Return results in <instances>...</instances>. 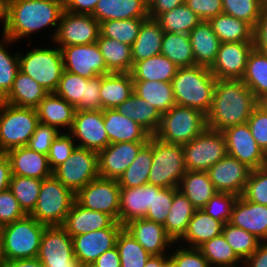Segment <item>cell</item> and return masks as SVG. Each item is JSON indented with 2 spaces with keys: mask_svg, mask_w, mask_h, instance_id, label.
I'll return each instance as SVG.
<instances>
[{
  "mask_svg": "<svg viewBox=\"0 0 267 267\" xmlns=\"http://www.w3.org/2000/svg\"><path fill=\"white\" fill-rule=\"evenodd\" d=\"M191 201L178 189L174 193L169 214L163 225L166 234L177 243L186 233L190 219L195 212Z\"/></svg>",
  "mask_w": 267,
  "mask_h": 267,
  "instance_id": "obj_39",
  "label": "cell"
},
{
  "mask_svg": "<svg viewBox=\"0 0 267 267\" xmlns=\"http://www.w3.org/2000/svg\"><path fill=\"white\" fill-rule=\"evenodd\" d=\"M12 172L9 158L6 152L0 151V191L9 188Z\"/></svg>",
  "mask_w": 267,
  "mask_h": 267,
  "instance_id": "obj_68",
  "label": "cell"
},
{
  "mask_svg": "<svg viewBox=\"0 0 267 267\" xmlns=\"http://www.w3.org/2000/svg\"><path fill=\"white\" fill-rule=\"evenodd\" d=\"M47 94L40 84L19 70L11 90L1 101L19 107L36 108Z\"/></svg>",
  "mask_w": 267,
  "mask_h": 267,
  "instance_id": "obj_35",
  "label": "cell"
},
{
  "mask_svg": "<svg viewBox=\"0 0 267 267\" xmlns=\"http://www.w3.org/2000/svg\"><path fill=\"white\" fill-rule=\"evenodd\" d=\"M222 234L225 237L226 242L241 260H246L250 257L262 242L255 235L248 233L244 229L234 226L229 222L224 224Z\"/></svg>",
  "mask_w": 267,
  "mask_h": 267,
  "instance_id": "obj_51",
  "label": "cell"
},
{
  "mask_svg": "<svg viewBox=\"0 0 267 267\" xmlns=\"http://www.w3.org/2000/svg\"><path fill=\"white\" fill-rule=\"evenodd\" d=\"M198 249L202 252L211 267L231 265L242 261L226 242L223 234L213 237Z\"/></svg>",
  "mask_w": 267,
  "mask_h": 267,
  "instance_id": "obj_52",
  "label": "cell"
},
{
  "mask_svg": "<svg viewBox=\"0 0 267 267\" xmlns=\"http://www.w3.org/2000/svg\"><path fill=\"white\" fill-rule=\"evenodd\" d=\"M185 4L197 14L202 21L223 13L222 0H186Z\"/></svg>",
  "mask_w": 267,
  "mask_h": 267,
  "instance_id": "obj_62",
  "label": "cell"
},
{
  "mask_svg": "<svg viewBox=\"0 0 267 267\" xmlns=\"http://www.w3.org/2000/svg\"><path fill=\"white\" fill-rule=\"evenodd\" d=\"M189 39L193 49L195 65L210 68L220 47V40L208 21H201L190 31Z\"/></svg>",
  "mask_w": 267,
  "mask_h": 267,
  "instance_id": "obj_31",
  "label": "cell"
},
{
  "mask_svg": "<svg viewBox=\"0 0 267 267\" xmlns=\"http://www.w3.org/2000/svg\"><path fill=\"white\" fill-rule=\"evenodd\" d=\"M114 222L115 220L110 215L96 210H88L74 201L62 227L71 237H74L109 228Z\"/></svg>",
  "mask_w": 267,
  "mask_h": 267,
  "instance_id": "obj_27",
  "label": "cell"
},
{
  "mask_svg": "<svg viewBox=\"0 0 267 267\" xmlns=\"http://www.w3.org/2000/svg\"><path fill=\"white\" fill-rule=\"evenodd\" d=\"M2 39V40H1ZM0 39V100L11 90L14 79L19 71V50L16 53H9L7 50L14 44L12 39L2 36ZM5 45V46H4Z\"/></svg>",
  "mask_w": 267,
  "mask_h": 267,
  "instance_id": "obj_48",
  "label": "cell"
},
{
  "mask_svg": "<svg viewBox=\"0 0 267 267\" xmlns=\"http://www.w3.org/2000/svg\"><path fill=\"white\" fill-rule=\"evenodd\" d=\"M99 0H64V10L75 14H92Z\"/></svg>",
  "mask_w": 267,
  "mask_h": 267,
  "instance_id": "obj_65",
  "label": "cell"
},
{
  "mask_svg": "<svg viewBox=\"0 0 267 267\" xmlns=\"http://www.w3.org/2000/svg\"><path fill=\"white\" fill-rule=\"evenodd\" d=\"M123 228L122 224L115 221L109 228L72 237L74 255L80 263H93L102 253L116 246Z\"/></svg>",
  "mask_w": 267,
  "mask_h": 267,
  "instance_id": "obj_21",
  "label": "cell"
},
{
  "mask_svg": "<svg viewBox=\"0 0 267 267\" xmlns=\"http://www.w3.org/2000/svg\"><path fill=\"white\" fill-rule=\"evenodd\" d=\"M60 133L55 127L39 122L27 146L38 153L48 155L51 144Z\"/></svg>",
  "mask_w": 267,
  "mask_h": 267,
  "instance_id": "obj_58",
  "label": "cell"
},
{
  "mask_svg": "<svg viewBox=\"0 0 267 267\" xmlns=\"http://www.w3.org/2000/svg\"><path fill=\"white\" fill-rule=\"evenodd\" d=\"M64 1L55 0H9L8 20L2 35L17 42L47 27H55L51 34L53 41L61 15ZM29 36V37H28Z\"/></svg>",
  "mask_w": 267,
  "mask_h": 267,
  "instance_id": "obj_2",
  "label": "cell"
},
{
  "mask_svg": "<svg viewBox=\"0 0 267 267\" xmlns=\"http://www.w3.org/2000/svg\"><path fill=\"white\" fill-rule=\"evenodd\" d=\"M253 48V42L221 43L211 73L216 79H242Z\"/></svg>",
  "mask_w": 267,
  "mask_h": 267,
  "instance_id": "obj_20",
  "label": "cell"
},
{
  "mask_svg": "<svg viewBox=\"0 0 267 267\" xmlns=\"http://www.w3.org/2000/svg\"><path fill=\"white\" fill-rule=\"evenodd\" d=\"M100 23L91 14H75L64 10L52 41L60 49L69 45L97 42Z\"/></svg>",
  "mask_w": 267,
  "mask_h": 267,
  "instance_id": "obj_15",
  "label": "cell"
},
{
  "mask_svg": "<svg viewBox=\"0 0 267 267\" xmlns=\"http://www.w3.org/2000/svg\"><path fill=\"white\" fill-rule=\"evenodd\" d=\"M228 155L238 159L249 168L258 169L266 165V154L256 143L247 122L225 129Z\"/></svg>",
  "mask_w": 267,
  "mask_h": 267,
  "instance_id": "obj_18",
  "label": "cell"
},
{
  "mask_svg": "<svg viewBox=\"0 0 267 267\" xmlns=\"http://www.w3.org/2000/svg\"><path fill=\"white\" fill-rule=\"evenodd\" d=\"M177 190L178 188H161L153 185L152 206H149L145 218L164 225Z\"/></svg>",
  "mask_w": 267,
  "mask_h": 267,
  "instance_id": "obj_54",
  "label": "cell"
},
{
  "mask_svg": "<svg viewBox=\"0 0 267 267\" xmlns=\"http://www.w3.org/2000/svg\"><path fill=\"white\" fill-rule=\"evenodd\" d=\"M75 201V194L54 175L43 179L38 199L29 214L46 226H62Z\"/></svg>",
  "mask_w": 267,
  "mask_h": 267,
  "instance_id": "obj_6",
  "label": "cell"
},
{
  "mask_svg": "<svg viewBox=\"0 0 267 267\" xmlns=\"http://www.w3.org/2000/svg\"><path fill=\"white\" fill-rule=\"evenodd\" d=\"M164 267H179V266L170 256H168L165 260Z\"/></svg>",
  "mask_w": 267,
  "mask_h": 267,
  "instance_id": "obj_74",
  "label": "cell"
},
{
  "mask_svg": "<svg viewBox=\"0 0 267 267\" xmlns=\"http://www.w3.org/2000/svg\"><path fill=\"white\" fill-rule=\"evenodd\" d=\"M253 45L258 51L267 54V9H261L260 17L254 27Z\"/></svg>",
  "mask_w": 267,
  "mask_h": 267,
  "instance_id": "obj_63",
  "label": "cell"
},
{
  "mask_svg": "<svg viewBox=\"0 0 267 267\" xmlns=\"http://www.w3.org/2000/svg\"><path fill=\"white\" fill-rule=\"evenodd\" d=\"M120 186L115 179L98 177L75 194V201L88 210L110 215L118 222Z\"/></svg>",
  "mask_w": 267,
  "mask_h": 267,
  "instance_id": "obj_14",
  "label": "cell"
},
{
  "mask_svg": "<svg viewBox=\"0 0 267 267\" xmlns=\"http://www.w3.org/2000/svg\"><path fill=\"white\" fill-rule=\"evenodd\" d=\"M97 45L110 73L131 72L133 67L131 46L101 35L98 37Z\"/></svg>",
  "mask_w": 267,
  "mask_h": 267,
  "instance_id": "obj_40",
  "label": "cell"
},
{
  "mask_svg": "<svg viewBox=\"0 0 267 267\" xmlns=\"http://www.w3.org/2000/svg\"><path fill=\"white\" fill-rule=\"evenodd\" d=\"M224 224L206 214L202 209L195 210L184 236L177 243L188 248H199L205 242L222 234ZM188 244V245H187Z\"/></svg>",
  "mask_w": 267,
  "mask_h": 267,
  "instance_id": "obj_32",
  "label": "cell"
},
{
  "mask_svg": "<svg viewBox=\"0 0 267 267\" xmlns=\"http://www.w3.org/2000/svg\"><path fill=\"white\" fill-rule=\"evenodd\" d=\"M160 54L167 57L178 68L195 65L188 34L164 32Z\"/></svg>",
  "mask_w": 267,
  "mask_h": 267,
  "instance_id": "obj_44",
  "label": "cell"
},
{
  "mask_svg": "<svg viewBox=\"0 0 267 267\" xmlns=\"http://www.w3.org/2000/svg\"><path fill=\"white\" fill-rule=\"evenodd\" d=\"M145 19L108 20L100 23V35L115 39L129 46L136 41L140 27Z\"/></svg>",
  "mask_w": 267,
  "mask_h": 267,
  "instance_id": "obj_49",
  "label": "cell"
},
{
  "mask_svg": "<svg viewBox=\"0 0 267 267\" xmlns=\"http://www.w3.org/2000/svg\"><path fill=\"white\" fill-rule=\"evenodd\" d=\"M171 83L176 105L208 114L216 84V78L208 67H180Z\"/></svg>",
  "mask_w": 267,
  "mask_h": 267,
  "instance_id": "obj_3",
  "label": "cell"
},
{
  "mask_svg": "<svg viewBox=\"0 0 267 267\" xmlns=\"http://www.w3.org/2000/svg\"><path fill=\"white\" fill-rule=\"evenodd\" d=\"M64 70L85 78L110 74L97 42L61 48Z\"/></svg>",
  "mask_w": 267,
  "mask_h": 267,
  "instance_id": "obj_16",
  "label": "cell"
},
{
  "mask_svg": "<svg viewBox=\"0 0 267 267\" xmlns=\"http://www.w3.org/2000/svg\"><path fill=\"white\" fill-rule=\"evenodd\" d=\"M79 267H96L93 263H80Z\"/></svg>",
  "mask_w": 267,
  "mask_h": 267,
  "instance_id": "obj_76",
  "label": "cell"
},
{
  "mask_svg": "<svg viewBox=\"0 0 267 267\" xmlns=\"http://www.w3.org/2000/svg\"><path fill=\"white\" fill-rule=\"evenodd\" d=\"M206 127L204 113L175 104L162 115L160 127L154 136L166 143L184 145L197 137Z\"/></svg>",
  "mask_w": 267,
  "mask_h": 267,
  "instance_id": "obj_8",
  "label": "cell"
},
{
  "mask_svg": "<svg viewBox=\"0 0 267 267\" xmlns=\"http://www.w3.org/2000/svg\"><path fill=\"white\" fill-rule=\"evenodd\" d=\"M46 225L30 215L5 226L2 261L37 258Z\"/></svg>",
  "mask_w": 267,
  "mask_h": 267,
  "instance_id": "obj_5",
  "label": "cell"
},
{
  "mask_svg": "<svg viewBox=\"0 0 267 267\" xmlns=\"http://www.w3.org/2000/svg\"><path fill=\"white\" fill-rule=\"evenodd\" d=\"M38 123L36 108L19 107L0 100V151L27 146Z\"/></svg>",
  "mask_w": 267,
  "mask_h": 267,
  "instance_id": "obj_7",
  "label": "cell"
},
{
  "mask_svg": "<svg viewBox=\"0 0 267 267\" xmlns=\"http://www.w3.org/2000/svg\"><path fill=\"white\" fill-rule=\"evenodd\" d=\"M208 22L221 43L253 42L254 28L243 20L221 13Z\"/></svg>",
  "mask_w": 267,
  "mask_h": 267,
  "instance_id": "obj_42",
  "label": "cell"
},
{
  "mask_svg": "<svg viewBox=\"0 0 267 267\" xmlns=\"http://www.w3.org/2000/svg\"><path fill=\"white\" fill-rule=\"evenodd\" d=\"M124 229L150 254H167L174 248V241L166 234L162 224L146 218L134 219L124 225ZM171 247V248H170Z\"/></svg>",
  "mask_w": 267,
  "mask_h": 267,
  "instance_id": "obj_23",
  "label": "cell"
},
{
  "mask_svg": "<svg viewBox=\"0 0 267 267\" xmlns=\"http://www.w3.org/2000/svg\"><path fill=\"white\" fill-rule=\"evenodd\" d=\"M242 197L256 204L267 206V167L251 170Z\"/></svg>",
  "mask_w": 267,
  "mask_h": 267,
  "instance_id": "obj_55",
  "label": "cell"
},
{
  "mask_svg": "<svg viewBox=\"0 0 267 267\" xmlns=\"http://www.w3.org/2000/svg\"><path fill=\"white\" fill-rule=\"evenodd\" d=\"M76 142L69 132H61L51 144L48 162L52 171L65 162L76 147Z\"/></svg>",
  "mask_w": 267,
  "mask_h": 267,
  "instance_id": "obj_57",
  "label": "cell"
},
{
  "mask_svg": "<svg viewBox=\"0 0 267 267\" xmlns=\"http://www.w3.org/2000/svg\"><path fill=\"white\" fill-rule=\"evenodd\" d=\"M153 161V135L140 149L135 160L119 177L120 188H134L148 184L150 167Z\"/></svg>",
  "mask_w": 267,
  "mask_h": 267,
  "instance_id": "obj_43",
  "label": "cell"
},
{
  "mask_svg": "<svg viewBox=\"0 0 267 267\" xmlns=\"http://www.w3.org/2000/svg\"><path fill=\"white\" fill-rule=\"evenodd\" d=\"M12 175L46 179L53 175L48 156L31 150L28 146L13 148L6 152Z\"/></svg>",
  "mask_w": 267,
  "mask_h": 267,
  "instance_id": "obj_25",
  "label": "cell"
},
{
  "mask_svg": "<svg viewBox=\"0 0 267 267\" xmlns=\"http://www.w3.org/2000/svg\"><path fill=\"white\" fill-rule=\"evenodd\" d=\"M69 133L75 142L77 141L78 147L97 153L109 144L104 126L103 110L76 111Z\"/></svg>",
  "mask_w": 267,
  "mask_h": 267,
  "instance_id": "obj_17",
  "label": "cell"
},
{
  "mask_svg": "<svg viewBox=\"0 0 267 267\" xmlns=\"http://www.w3.org/2000/svg\"><path fill=\"white\" fill-rule=\"evenodd\" d=\"M44 267H79L73 251L72 237L62 226H46L37 255Z\"/></svg>",
  "mask_w": 267,
  "mask_h": 267,
  "instance_id": "obj_13",
  "label": "cell"
},
{
  "mask_svg": "<svg viewBox=\"0 0 267 267\" xmlns=\"http://www.w3.org/2000/svg\"><path fill=\"white\" fill-rule=\"evenodd\" d=\"M186 0H148V14L156 19L163 12L171 11L177 6L184 4Z\"/></svg>",
  "mask_w": 267,
  "mask_h": 267,
  "instance_id": "obj_64",
  "label": "cell"
},
{
  "mask_svg": "<svg viewBox=\"0 0 267 267\" xmlns=\"http://www.w3.org/2000/svg\"><path fill=\"white\" fill-rule=\"evenodd\" d=\"M257 105L267 114V97L259 99Z\"/></svg>",
  "mask_w": 267,
  "mask_h": 267,
  "instance_id": "obj_72",
  "label": "cell"
},
{
  "mask_svg": "<svg viewBox=\"0 0 267 267\" xmlns=\"http://www.w3.org/2000/svg\"><path fill=\"white\" fill-rule=\"evenodd\" d=\"M152 200L153 185L120 188L118 222L124 226L131 220L145 218Z\"/></svg>",
  "mask_w": 267,
  "mask_h": 267,
  "instance_id": "obj_28",
  "label": "cell"
},
{
  "mask_svg": "<svg viewBox=\"0 0 267 267\" xmlns=\"http://www.w3.org/2000/svg\"><path fill=\"white\" fill-rule=\"evenodd\" d=\"M179 68L162 54L133 64L130 72L133 81L171 82Z\"/></svg>",
  "mask_w": 267,
  "mask_h": 267,
  "instance_id": "obj_37",
  "label": "cell"
},
{
  "mask_svg": "<svg viewBox=\"0 0 267 267\" xmlns=\"http://www.w3.org/2000/svg\"><path fill=\"white\" fill-rule=\"evenodd\" d=\"M262 9H267V0H261Z\"/></svg>",
  "mask_w": 267,
  "mask_h": 267,
  "instance_id": "obj_77",
  "label": "cell"
},
{
  "mask_svg": "<svg viewBox=\"0 0 267 267\" xmlns=\"http://www.w3.org/2000/svg\"><path fill=\"white\" fill-rule=\"evenodd\" d=\"M25 215L9 188L0 191V222L7 225L23 218Z\"/></svg>",
  "mask_w": 267,
  "mask_h": 267,
  "instance_id": "obj_61",
  "label": "cell"
},
{
  "mask_svg": "<svg viewBox=\"0 0 267 267\" xmlns=\"http://www.w3.org/2000/svg\"><path fill=\"white\" fill-rule=\"evenodd\" d=\"M133 92L153 105L161 115L176 104L171 82L133 81Z\"/></svg>",
  "mask_w": 267,
  "mask_h": 267,
  "instance_id": "obj_41",
  "label": "cell"
},
{
  "mask_svg": "<svg viewBox=\"0 0 267 267\" xmlns=\"http://www.w3.org/2000/svg\"><path fill=\"white\" fill-rule=\"evenodd\" d=\"M223 13L255 27L261 14V0H222Z\"/></svg>",
  "mask_w": 267,
  "mask_h": 267,
  "instance_id": "obj_53",
  "label": "cell"
},
{
  "mask_svg": "<svg viewBox=\"0 0 267 267\" xmlns=\"http://www.w3.org/2000/svg\"><path fill=\"white\" fill-rule=\"evenodd\" d=\"M53 175L76 194L99 177L98 153L76 146L70 157L53 171Z\"/></svg>",
  "mask_w": 267,
  "mask_h": 267,
  "instance_id": "obj_12",
  "label": "cell"
},
{
  "mask_svg": "<svg viewBox=\"0 0 267 267\" xmlns=\"http://www.w3.org/2000/svg\"><path fill=\"white\" fill-rule=\"evenodd\" d=\"M0 267H5L4 262H0Z\"/></svg>",
  "mask_w": 267,
  "mask_h": 267,
  "instance_id": "obj_78",
  "label": "cell"
},
{
  "mask_svg": "<svg viewBox=\"0 0 267 267\" xmlns=\"http://www.w3.org/2000/svg\"><path fill=\"white\" fill-rule=\"evenodd\" d=\"M116 247L121 267H144L151 256L124 228L118 235Z\"/></svg>",
  "mask_w": 267,
  "mask_h": 267,
  "instance_id": "obj_50",
  "label": "cell"
},
{
  "mask_svg": "<svg viewBox=\"0 0 267 267\" xmlns=\"http://www.w3.org/2000/svg\"><path fill=\"white\" fill-rule=\"evenodd\" d=\"M41 184L42 180L36 178L17 175L11 177L9 189L26 215H29L36 205Z\"/></svg>",
  "mask_w": 267,
  "mask_h": 267,
  "instance_id": "obj_47",
  "label": "cell"
},
{
  "mask_svg": "<svg viewBox=\"0 0 267 267\" xmlns=\"http://www.w3.org/2000/svg\"><path fill=\"white\" fill-rule=\"evenodd\" d=\"M238 264L243 265L241 267H246V264H245L244 260H242L239 263H235V264H231V265H219V266H216V267H240V265H238Z\"/></svg>",
  "mask_w": 267,
  "mask_h": 267,
  "instance_id": "obj_75",
  "label": "cell"
},
{
  "mask_svg": "<svg viewBox=\"0 0 267 267\" xmlns=\"http://www.w3.org/2000/svg\"><path fill=\"white\" fill-rule=\"evenodd\" d=\"M247 124L256 143L267 155V114L256 105Z\"/></svg>",
  "mask_w": 267,
  "mask_h": 267,
  "instance_id": "obj_60",
  "label": "cell"
},
{
  "mask_svg": "<svg viewBox=\"0 0 267 267\" xmlns=\"http://www.w3.org/2000/svg\"><path fill=\"white\" fill-rule=\"evenodd\" d=\"M5 226L6 225L4 223L0 222V251L3 246Z\"/></svg>",
  "mask_w": 267,
  "mask_h": 267,
  "instance_id": "obj_73",
  "label": "cell"
},
{
  "mask_svg": "<svg viewBox=\"0 0 267 267\" xmlns=\"http://www.w3.org/2000/svg\"><path fill=\"white\" fill-rule=\"evenodd\" d=\"M229 223L267 241V206L239 196L234 203Z\"/></svg>",
  "mask_w": 267,
  "mask_h": 267,
  "instance_id": "obj_24",
  "label": "cell"
},
{
  "mask_svg": "<svg viewBox=\"0 0 267 267\" xmlns=\"http://www.w3.org/2000/svg\"><path fill=\"white\" fill-rule=\"evenodd\" d=\"M19 70L30 76L47 93H54L64 71L61 49L53 47H32L27 53L19 52Z\"/></svg>",
  "mask_w": 267,
  "mask_h": 267,
  "instance_id": "obj_4",
  "label": "cell"
},
{
  "mask_svg": "<svg viewBox=\"0 0 267 267\" xmlns=\"http://www.w3.org/2000/svg\"><path fill=\"white\" fill-rule=\"evenodd\" d=\"M164 31L156 19L146 18L132 44L133 64L161 53Z\"/></svg>",
  "mask_w": 267,
  "mask_h": 267,
  "instance_id": "obj_33",
  "label": "cell"
},
{
  "mask_svg": "<svg viewBox=\"0 0 267 267\" xmlns=\"http://www.w3.org/2000/svg\"><path fill=\"white\" fill-rule=\"evenodd\" d=\"M257 105L252 90L242 79H216L207 127L220 132L246 123Z\"/></svg>",
  "mask_w": 267,
  "mask_h": 267,
  "instance_id": "obj_1",
  "label": "cell"
},
{
  "mask_svg": "<svg viewBox=\"0 0 267 267\" xmlns=\"http://www.w3.org/2000/svg\"><path fill=\"white\" fill-rule=\"evenodd\" d=\"M242 81L252 90L257 101L267 97V54L252 49Z\"/></svg>",
  "mask_w": 267,
  "mask_h": 267,
  "instance_id": "obj_45",
  "label": "cell"
},
{
  "mask_svg": "<svg viewBox=\"0 0 267 267\" xmlns=\"http://www.w3.org/2000/svg\"><path fill=\"white\" fill-rule=\"evenodd\" d=\"M182 147L189 171H207L228 154L223 132L209 127Z\"/></svg>",
  "mask_w": 267,
  "mask_h": 267,
  "instance_id": "obj_10",
  "label": "cell"
},
{
  "mask_svg": "<svg viewBox=\"0 0 267 267\" xmlns=\"http://www.w3.org/2000/svg\"><path fill=\"white\" fill-rule=\"evenodd\" d=\"M251 168L238 159L226 155L207 170L217 192L242 196Z\"/></svg>",
  "mask_w": 267,
  "mask_h": 267,
  "instance_id": "obj_22",
  "label": "cell"
},
{
  "mask_svg": "<svg viewBox=\"0 0 267 267\" xmlns=\"http://www.w3.org/2000/svg\"><path fill=\"white\" fill-rule=\"evenodd\" d=\"M115 109L120 114L140 124L151 135H154L160 127L162 115L153 105L137 96L134 92Z\"/></svg>",
  "mask_w": 267,
  "mask_h": 267,
  "instance_id": "obj_38",
  "label": "cell"
},
{
  "mask_svg": "<svg viewBox=\"0 0 267 267\" xmlns=\"http://www.w3.org/2000/svg\"><path fill=\"white\" fill-rule=\"evenodd\" d=\"M36 111L40 123L55 127L60 132L65 128L69 132L76 113L74 106L55 93H48L40 101Z\"/></svg>",
  "mask_w": 267,
  "mask_h": 267,
  "instance_id": "obj_29",
  "label": "cell"
},
{
  "mask_svg": "<svg viewBox=\"0 0 267 267\" xmlns=\"http://www.w3.org/2000/svg\"><path fill=\"white\" fill-rule=\"evenodd\" d=\"M5 267H44L37 258L3 261Z\"/></svg>",
  "mask_w": 267,
  "mask_h": 267,
  "instance_id": "obj_69",
  "label": "cell"
},
{
  "mask_svg": "<svg viewBox=\"0 0 267 267\" xmlns=\"http://www.w3.org/2000/svg\"><path fill=\"white\" fill-rule=\"evenodd\" d=\"M99 23L108 20L146 19L148 0H99L91 14Z\"/></svg>",
  "mask_w": 267,
  "mask_h": 267,
  "instance_id": "obj_30",
  "label": "cell"
},
{
  "mask_svg": "<svg viewBox=\"0 0 267 267\" xmlns=\"http://www.w3.org/2000/svg\"><path fill=\"white\" fill-rule=\"evenodd\" d=\"M0 262H2L1 251H0Z\"/></svg>",
  "mask_w": 267,
  "mask_h": 267,
  "instance_id": "obj_79",
  "label": "cell"
},
{
  "mask_svg": "<svg viewBox=\"0 0 267 267\" xmlns=\"http://www.w3.org/2000/svg\"><path fill=\"white\" fill-rule=\"evenodd\" d=\"M169 254L164 255H151L144 267H164L165 260Z\"/></svg>",
  "mask_w": 267,
  "mask_h": 267,
  "instance_id": "obj_70",
  "label": "cell"
},
{
  "mask_svg": "<svg viewBox=\"0 0 267 267\" xmlns=\"http://www.w3.org/2000/svg\"><path fill=\"white\" fill-rule=\"evenodd\" d=\"M175 251L168 252L169 256L177 263L179 267H211L207 259L198 248H188L182 243H177Z\"/></svg>",
  "mask_w": 267,
  "mask_h": 267,
  "instance_id": "obj_59",
  "label": "cell"
},
{
  "mask_svg": "<svg viewBox=\"0 0 267 267\" xmlns=\"http://www.w3.org/2000/svg\"><path fill=\"white\" fill-rule=\"evenodd\" d=\"M244 262L246 267H267V241L261 242Z\"/></svg>",
  "mask_w": 267,
  "mask_h": 267,
  "instance_id": "obj_67",
  "label": "cell"
},
{
  "mask_svg": "<svg viewBox=\"0 0 267 267\" xmlns=\"http://www.w3.org/2000/svg\"><path fill=\"white\" fill-rule=\"evenodd\" d=\"M178 189L191 201L196 210L202 209L217 192L207 171L187 170Z\"/></svg>",
  "mask_w": 267,
  "mask_h": 267,
  "instance_id": "obj_36",
  "label": "cell"
},
{
  "mask_svg": "<svg viewBox=\"0 0 267 267\" xmlns=\"http://www.w3.org/2000/svg\"><path fill=\"white\" fill-rule=\"evenodd\" d=\"M133 94L130 73L101 75L100 97L103 110L115 109Z\"/></svg>",
  "mask_w": 267,
  "mask_h": 267,
  "instance_id": "obj_34",
  "label": "cell"
},
{
  "mask_svg": "<svg viewBox=\"0 0 267 267\" xmlns=\"http://www.w3.org/2000/svg\"><path fill=\"white\" fill-rule=\"evenodd\" d=\"M156 20L164 32L189 34L202 20L184 3L160 14Z\"/></svg>",
  "mask_w": 267,
  "mask_h": 267,
  "instance_id": "obj_46",
  "label": "cell"
},
{
  "mask_svg": "<svg viewBox=\"0 0 267 267\" xmlns=\"http://www.w3.org/2000/svg\"><path fill=\"white\" fill-rule=\"evenodd\" d=\"M103 116L109 144L148 141L151 136L140 124L120 114L116 109L103 110Z\"/></svg>",
  "mask_w": 267,
  "mask_h": 267,
  "instance_id": "obj_26",
  "label": "cell"
},
{
  "mask_svg": "<svg viewBox=\"0 0 267 267\" xmlns=\"http://www.w3.org/2000/svg\"><path fill=\"white\" fill-rule=\"evenodd\" d=\"M100 88L101 75L88 79L64 70L54 93L74 106L76 111H101Z\"/></svg>",
  "mask_w": 267,
  "mask_h": 267,
  "instance_id": "obj_11",
  "label": "cell"
},
{
  "mask_svg": "<svg viewBox=\"0 0 267 267\" xmlns=\"http://www.w3.org/2000/svg\"><path fill=\"white\" fill-rule=\"evenodd\" d=\"M8 3L9 0H0V21L3 23L2 29L6 26L8 20Z\"/></svg>",
  "mask_w": 267,
  "mask_h": 267,
  "instance_id": "obj_71",
  "label": "cell"
},
{
  "mask_svg": "<svg viewBox=\"0 0 267 267\" xmlns=\"http://www.w3.org/2000/svg\"><path fill=\"white\" fill-rule=\"evenodd\" d=\"M93 264L96 267H121L120 255L117 247L102 253Z\"/></svg>",
  "mask_w": 267,
  "mask_h": 267,
  "instance_id": "obj_66",
  "label": "cell"
},
{
  "mask_svg": "<svg viewBox=\"0 0 267 267\" xmlns=\"http://www.w3.org/2000/svg\"><path fill=\"white\" fill-rule=\"evenodd\" d=\"M148 141L108 144L98 152L99 177L118 180Z\"/></svg>",
  "mask_w": 267,
  "mask_h": 267,
  "instance_id": "obj_19",
  "label": "cell"
},
{
  "mask_svg": "<svg viewBox=\"0 0 267 267\" xmlns=\"http://www.w3.org/2000/svg\"><path fill=\"white\" fill-rule=\"evenodd\" d=\"M186 172L182 145L163 142L153 135V161L148 184L161 188H178Z\"/></svg>",
  "mask_w": 267,
  "mask_h": 267,
  "instance_id": "obj_9",
  "label": "cell"
},
{
  "mask_svg": "<svg viewBox=\"0 0 267 267\" xmlns=\"http://www.w3.org/2000/svg\"><path fill=\"white\" fill-rule=\"evenodd\" d=\"M238 196L232 193L216 192L202 210L214 219L226 224L230 221L232 209Z\"/></svg>",
  "mask_w": 267,
  "mask_h": 267,
  "instance_id": "obj_56",
  "label": "cell"
}]
</instances>
